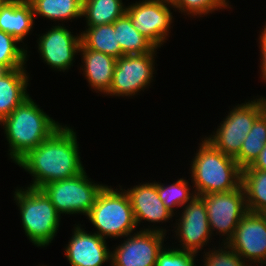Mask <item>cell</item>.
<instances>
[{
	"mask_svg": "<svg viewBox=\"0 0 266 266\" xmlns=\"http://www.w3.org/2000/svg\"><path fill=\"white\" fill-rule=\"evenodd\" d=\"M78 149L76 132L62 125L16 164L34 177L28 187L40 189L45 184L68 179L84 171Z\"/></svg>",
	"mask_w": 266,
	"mask_h": 266,
	"instance_id": "cell-1",
	"label": "cell"
},
{
	"mask_svg": "<svg viewBox=\"0 0 266 266\" xmlns=\"http://www.w3.org/2000/svg\"><path fill=\"white\" fill-rule=\"evenodd\" d=\"M0 125L4 127L10 147L9 155L14 163L29 150L38 147L61 126L40 109L30 96L4 118Z\"/></svg>",
	"mask_w": 266,
	"mask_h": 266,
	"instance_id": "cell-2",
	"label": "cell"
},
{
	"mask_svg": "<svg viewBox=\"0 0 266 266\" xmlns=\"http://www.w3.org/2000/svg\"><path fill=\"white\" fill-rule=\"evenodd\" d=\"M193 159L192 180L197 196L229 192L241 186V171L236 160L217 150L205 138Z\"/></svg>",
	"mask_w": 266,
	"mask_h": 266,
	"instance_id": "cell-3",
	"label": "cell"
},
{
	"mask_svg": "<svg viewBox=\"0 0 266 266\" xmlns=\"http://www.w3.org/2000/svg\"><path fill=\"white\" fill-rule=\"evenodd\" d=\"M14 200L20 209L23 230L37 247L49 245L57 234L60 214L41 189H16Z\"/></svg>",
	"mask_w": 266,
	"mask_h": 266,
	"instance_id": "cell-4",
	"label": "cell"
},
{
	"mask_svg": "<svg viewBox=\"0 0 266 266\" xmlns=\"http://www.w3.org/2000/svg\"><path fill=\"white\" fill-rule=\"evenodd\" d=\"M120 191L105 185L87 215L100 237H128L137 223L125 189ZM107 236V237H106Z\"/></svg>",
	"mask_w": 266,
	"mask_h": 266,
	"instance_id": "cell-5",
	"label": "cell"
},
{
	"mask_svg": "<svg viewBox=\"0 0 266 266\" xmlns=\"http://www.w3.org/2000/svg\"><path fill=\"white\" fill-rule=\"evenodd\" d=\"M105 185L95 184L85 170L77 176L45 184L40 189L61 214L88 215Z\"/></svg>",
	"mask_w": 266,
	"mask_h": 266,
	"instance_id": "cell-6",
	"label": "cell"
},
{
	"mask_svg": "<svg viewBox=\"0 0 266 266\" xmlns=\"http://www.w3.org/2000/svg\"><path fill=\"white\" fill-rule=\"evenodd\" d=\"M266 110V98L249 101L234 107L214 135L206 137L217 150L235 158L255 120Z\"/></svg>",
	"mask_w": 266,
	"mask_h": 266,
	"instance_id": "cell-7",
	"label": "cell"
},
{
	"mask_svg": "<svg viewBox=\"0 0 266 266\" xmlns=\"http://www.w3.org/2000/svg\"><path fill=\"white\" fill-rule=\"evenodd\" d=\"M154 48L147 54L123 55L116 60L110 96H134L149 86L154 72Z\"/></svg>",
	"mask_w": 266,
	"mask_h": 266,
	"instance_id": "cell-8",
	"label": "cell"
},
{
	"mask_svg": "<svg viewBox=\"0 0 266 266\" xmlns=\"http://www.w3.org/2000/svg\"><path fill=\"white\" fill-rule=\"evenodd\" d=\"M166 229L147 228L137 231L111 252L112 266H155L163 250Z\"/></svg>",
	"mask_w": 266,
	"mask_h": 266,
	"instance_id": "cell-9",
	"label": "cell"
},
{
	"mask_svg": "<svg viewBox=\"0 0 266 266\" xmlns=\"http://www.w3.org/2000/svg\"><path fill=\"white\" fill-rule=\"evenodd\" d=\"M200 197L206 205L211 233L218 230L219 234L227 236L224 241L227 243L234 235L239 221L248 212L243 187Z\"/></svg>",
	"mask_w": 266,
	"mask_h": 266,
	"instance_id": "cell-10",
	"label": "cell"
},
{
	"mask_svg": "<svg viewBox=\"0 0 266 266\" xmlns=\"http://www.w3.org/2000/svg\"><path fill=\"white\" fill-rule=\"evenodd\" d=\"M166 0H142L126 7V15L133 27L156 48L165 42L172 23V12Z\"/></svg>",
	"mask_w": 266,
	"mask_h": 266,
	"instance_id": "cell-11",
	"label": "cell"
},
{
	"mask_svg": "<svg viewBox=\"0 0 266 266\" xmlns=\"http://www.w3.org/2000/svg\"><path fill=\"white\" fill-rule=\"evenodd\" d=\"M227 244L244 260L266 264V218L261 213L247 212Z\"/></svg>",
	"mask_w": 266,
	"mask_h": 266,
	"instance_id": "cell-12",
	"label": "cell"
},
{
	"mask_svg": "<svg viewBox=\"0 0 266 266\" xmlns=\"http://www.w3.org/2000/svg\"><path fill=\"white\" fill-rule=\"evenodd\" d=\"M176 236L180 238V250L198 253L212 237L206 205L200 196H195L186 206L180 216ZM206 243V244H205Z\"/></svg>",
	"mask_w": 266,
	"mask_h": 266,
	"instance_id": "cell-13",
	"label": "cell"
},
{
	"mask_svg": "<svg viewBox=\"0 0 266 266\" xmlns=\"http://www.w3.org/2000/svg\"><path fill=\"white\" fill-rule=\"evenodd\" d=\"M38 40L42 60L53 69L63 72L73 64L74 56L79 53L81 46V34L74 36L63 24L53 26Z\"/></svg>",
	"mask_w": 266,
	"mask_h": 266,
	"instance_id": "cell-14",
	"label": "cell"
},
{
	"mask_svg": "<svg viewBox=\"0 0 266 266\" xmlns=\"http://www.w3.org/2000/svg\"><path fill=\"white\" fill-rule=\"evenodd\" d=\"M106 240L95 232L87 233L75 226L73 236L65 248V255L71 266H102L111 260Z\"/></svg>",
	"mask_w": 266,
	"mask_h": 266,
	"instance_id": "cell-15",
	"label": "cell"
},
{
	"mask_svg": "<svg viewBox=\"0 0 266 266\" xmlns=\"http://www.w3.org/2000/svg\"><path fill=\"white\" fill-rule=\"evenodd\" d=\"M125 191L129 196L137 226L142 220L163 223L174 216L159 198L157 182L136 185Z\"/></svg>",
	"mask_w": 266,
	"mask_h": 266,
	"instance_id": "cell-16",
	"label": "cell"
},
{
	"mask_svg": "<svg viewBox=\"0 0 266 266\" xmlns=\"http://www.w3.org/2000/svg\"><path fill=\"white\" fill-rule=\"evenodd\" d=\"M84 61V75L96 91L107 93L112 85L116 58L102 52L87 49L82 43L79 49Z\"/></svg>",
	"mask_w": 266,
	"mask_h": 266,
	"instance_id": "cell-17",
	"label": "cell"
},
{
	"mask_svg": "<svg viewBox=\"0 0 266 266\" xmlns=\"http://www.w3.org/2000/svg\"><path fill=\"white\" fill-rule=\"evenodd\" d=\"M34 14L27 0H6L0 7V30L12 35L19 43L33 28Z\"/></svg>",
	"mask_w": 266,
	"mask_h": 266,
	"instance_id": "cell-18",
	"label": "cell"
},
{
	"mask_svg": "<svg viewBox=\"0 0 266 266\" xmlns=\"http://www.w3.org/2000/svg\"><path fill=\"white\" fill-rule=\"evenodd\" d=\"M26 71L25 68L0 71V122L29 97Z\"/></svg>",
	"mask_w": 266,
	"mask_h": 266,
	"instance_id": "cell-19",
	"label": "cell"
},
{
	"mask_svg": "<svg viewBox=\"0 0 266 266\" xmlns=\"http://www.w3.org/2000/svg\"><path fill=\"white\" fill-rule=\"evenodd\" d=\"M81 43L87 49L102 52L116 59L123 56L114 31V23L86 28L81 32Z\"/></svg>",
	"mask_w": 266,
	"mask_h": 266,
	"instance_id": "cell-20",
	"label": "cell"
},
{
	"mask_svg": "<svg viewBox=\"0 0 266 266\" xmlns=\"http://www.w3.org/2000/svg\"><path fill=\"white\" fill-rule=\"evenodd\" d=\"M114 31L123 55L147 54L155 48L145 36L133 27L126 14L114 22Z\"/></svg>",
	"mask_w": 266,
	"mask_h": 266,
	"instance_id": "cell-21",
	"label": "cell"
},
{
	"mask_svg": "<svg viewBox=\"0 0 266 266\" xmlns=\"http://www.w3.org/2000/svg\"><path fill=\"white\" fill-rule=\"evenodd\" d=\"M125 13L122 0H83L82 17L87 27L114 23Z\"/></svg>",
	"mask_w": 266,
	"mask_h": 266,
	"instance_id": "cell-22",
	"label": "cell"
},
{
	"mask_svg": "<svg viewBox=\"0 0 266 266\" xmlns=\"http://www.w3.org/2000/svg\"><path fill=\"white\" fill-rule=\"evenodd\" d=\"M248 212L262 213L266 210V171L243 169L241 171Z\"/></svg>",
	"mask_w": 266,
	"mask_h": 266,
	"instance_id": "cell-23",
	"label": "cell"
},
{
	"mask_svg": "<svg viewBox=\"0 0 266 266\" xmlns=\"http://www.w3.org/2000/svg\"><path fill=\"white\" fill-rule=\"evenodd\" d=\"M34 16L41 15L49 20H72L81 18L83 0H27Z\"/></svg>",
	"mask_w": 266,
	"mask_h": 266,
	"instance_id": "cell-24",
	"label": "cell"
},
{
	"mask_svg": "<svg viewBox=\"0 0 266 266\" xmlns=\"http://www.w3.org/2000/svg\"><path fill=\"white\" fill-rule=\"evenodd\" d=\"M266 144V110L255 120L243 141L240 153L234 158L243 170L251 166Z\"/></svg>",
	"mask_w": 266,
	"mask_h": 266,
	"instance_id": "cell-25",
	"label": "cell"
},
{
	"mask_svg": "<svg viewBox=\"0 0 266 266\" xmlns=\"http://www.w3.org/2000/svg\"><path fill=\"white\" fill-rule=\"evenodd\" d=\"M17 44L18 41L12 35L0 30V71L24 68L27 50Z\"/></svg>",
	"mask_w": 266,
	"mask_h": 266,
	"instance_id": "cell-26",
	"label": "cell"
},
{
	"mask_svg": "<svg viewBox=\"0 0 266 266\" xmlns=\"http://www.w3.org/2000/svg\"><path fill=\"white\" fill-rule=\"evenodd\" d=\"M189 182L183 178L178 179L171 185H163L157 183V192L159 198L163 201L164 205L174 214V207H183L189 203L195 196L196 193H190L188 187Z\"/></svg>",
	"mask_w": 266,
	"mask_h": 266,
	"instance_id": "cell-27",
	"label": "cell"
},
{
	"mask_svg": "<svg viewBox=\"0 0 266 266\" xmlns=\"http://www.w3.org/2000/svg\"><path fill=\"white\" fill-rule=\"evenodd\" d=\"M171 8H177L181 12H185L192 16L206 15L214 12V10L225 9L229 6L226 0H174Z\"/></svg>",
	"mask_w": 266,
	"mask_h": 266,
	"instance_id": "cell-28",
	"label": "cell"
},
{
	"mask_svg": "<svg viewBox=\"0 0 266 266\" xmlns=\"http://www.w3.org/2000/svg\"><path fill=\"white\" fill-rule=\"evenodd\" d=\"M223 244L225 245L224 248L220 247L221 249L205 253L203 266H250L227 243Z\"/></svg>",
	"mask_w": 266,
	"mask_h": 266,
	"instance_id": "cell-29",
	"label": "cell"
},
{
	"mask_svg": "<svg viewBox=\"0 0 266 266\" xmlns=\"http://www.w3.org/2000/svg\"><path fill=\"white\" fill-rule=\"evenodd\" d=\"M195 256L196 253L178 248H163L158 254L155 266H196L194 263Z\"/></svg>",
	"mask_w": 266,
	"mask_h": 266,
	"instance_id": "cell-30",
	"label": "cell"
},
{
	"mask_svg": "<svg viewBox=\"0 0 266 266\" xmlns=\"http://www.w3.org/2000/svg\"><path fill=\"white\" fill-rule=\"evenodd\" d=\"M244 169H256L261 171H266V144L263 150L260 152L258 158L255 160V162Z\"/></svg>",
	"mask_w": 266,
	"mask_h": 266,
	"instance_id": "cell-31",
	"label": "cell"
},
{
	"mask_svg": "<svg viewBox=\"0 0 266 266\" xmlns=\"http://www.w3.org/2000/svg\"><path fill=\"white\" fill-rule=\"evenodd\" d=\"M260 54L262 57V63L260 64L261 66V72H262V78L266 81V47H261L260 48Z\"/></svg>",
	"mask_w": 266,
	"mask_h": 266,
	"instance_id": "cell-32",
	"label": "cell"
},
{
	"mask_svg": "<svg viewBox=\"0 0 266 266\" xmlns=\"http://www.w3.org/2000/svg\"><path fill=\"white\" fill-rule=\"evenodd\" d=\"M259 40H260V43H259L260 46L261 47H266V24H265V27H264L263 31L261 32Z\"/></svg>",
	"mask_w": 266,
	"mask_h": 266,
	"instance_id": "cell-33",
	"label": "cell"
},
{
	"mask_svg": "<svg viewBox=\"0 0 266 266\" xmlns=\"http://www.w3.org/2000/svg\"><path fill=\"white\" fill-rule=\"evenodd\" d=\"M6 0H0V7L5 3Z\"/></svg>",
	"mask_w": 266,
	"mask_h": 266,
	"instance_id": "cell-34",
	"label": "cell"
},
{
	"mask_svg": "<svg viewBox=\"0 0 266 266\" xmlns=\"http://www.w3.org/2000/svg\"><path fill=\"white\" fill-rule=\"evenodd\" d=\"M266 218V210L261 213Z\"/></svg>",
	"mask_w": 266,
	"mask_h": 266,
	"instance_id": "cell-35",
	"label": "cell"
}]
</instances>
